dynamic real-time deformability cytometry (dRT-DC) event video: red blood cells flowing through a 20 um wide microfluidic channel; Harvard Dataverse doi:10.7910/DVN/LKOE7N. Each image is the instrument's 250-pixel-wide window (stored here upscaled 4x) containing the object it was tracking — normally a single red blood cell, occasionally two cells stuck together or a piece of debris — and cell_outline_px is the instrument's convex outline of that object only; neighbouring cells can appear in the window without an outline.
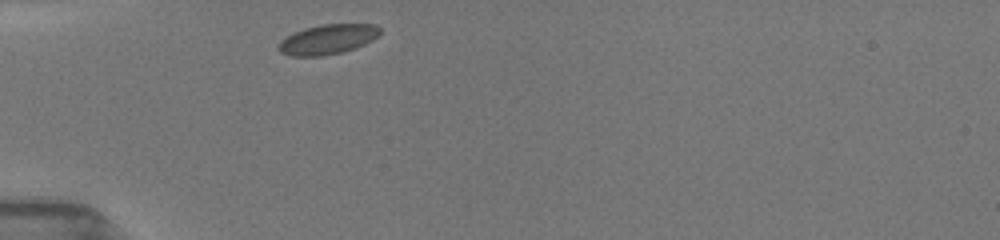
{"species": "common noctule bat (a hibernating species)", "species_latin": "Nyctalus noctula", "temperature_condition": "room temperature", "stored_images_in_passage": 7, "camera_frame_rate_fps": 3000, "um_per_image_px": 0.085, "animal": {"sex": "female", "body_mass_g": 19.5, "forearm_length_mm": 54.1}, "frame": {"image": 1, "passage_image": 1, "time_ms": 0.0, "image_size_px": [1000, 240], "cell_outline_px": [[380, 32], [372, 40], [364, 44], [340, 52], [320, 56], [292, 56], [280, 52], [276, 48], [280, 40], [304, 28], [320, 24], [376, 24], [380, 28]], "centroid_in_image_um": [27.82, 3.33], "position_along_channel_um": 57.2, "area_um2": 17.46}}
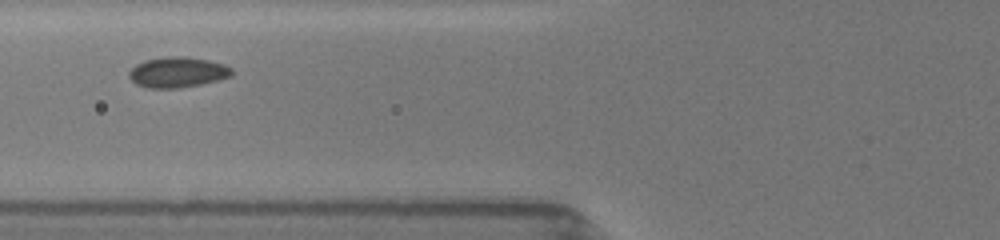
{"frame": {"image": 2, "passage_image": 5, "time_ms": 1.667, "image_size_px": [1000, 240], "cell_outline_px": [[232, 76], [200, 84], [176, 88], [148, 88], [136, 84], [128, 76], [128, 72], [136, 64], [144, 60], [168, 56], [184, 56], [208, 60], [224, 64], [232, 68]], "centroid_in_image_um": [15.07, 6.13], "position_along_channel_um": 110.7, "area_um2": 18.21}}